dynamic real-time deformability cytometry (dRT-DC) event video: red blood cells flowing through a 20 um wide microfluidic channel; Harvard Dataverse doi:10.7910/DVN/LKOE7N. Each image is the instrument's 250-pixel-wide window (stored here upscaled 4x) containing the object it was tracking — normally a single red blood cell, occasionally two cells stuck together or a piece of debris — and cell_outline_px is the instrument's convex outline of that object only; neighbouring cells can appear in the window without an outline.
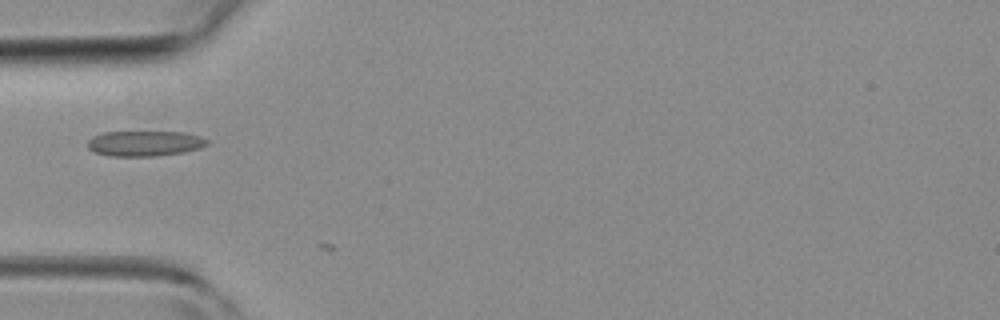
{"species": "common noctule bat (a hibernating species)", "species_latin": "Nyctalus noctula", "temperature_condition": "room temperature", "stored_images_in_passage": 4, "camera_frame_rate_fps": 3000, "um_per_image_px": 0.085, "animal": {"sex": "female", "body_mass_g": 19.3, "forearm_length_mm": 54.1}, "frame": {"image": 1, "passage_image": 3, "time_ms": 3.667, "image_size_px": [1000, 320], "cell_outline_px": [[208, 144], [200, 148], [184, 152], [156, 156], [112, 156], [96, 152], [88, 148], [88, 140], [92, 136], [104, 132], [184, 132], [200, 136], [208, 140]], "centroid_in_image_um": [12.31, 12.19], "position_along_channel_um": 72.7, "area_um2": 17.63}}
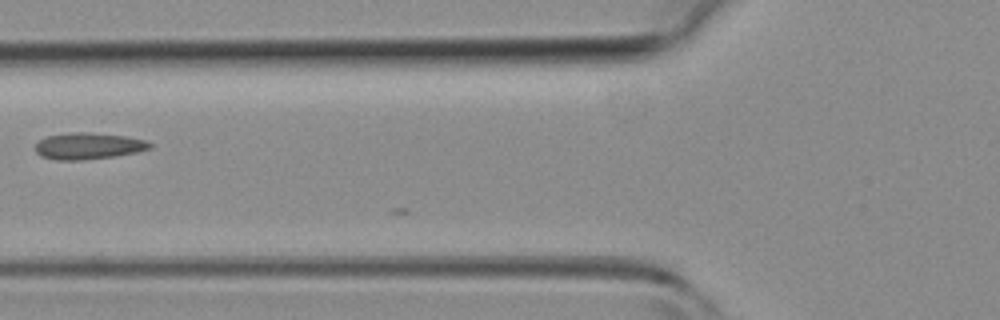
{"frame": {"image": 2, "passage_image": 4, "time_ms": 4.667, "image_size_px": [1000, 320], "cell_outline_px": [[152, 148], [136, 152], [116, 156], [84, 160], [56, 160], [40, 156], [36, 152], [36, 144], [40, 140], [48, 136], [72, 132], [88, 132], [124, 136], [148, 140], [152, 144]], "centroid_in_image_um": [7.53, 12.41], "position_along_channel_um": 118.3, "area_um2": 17.74}}